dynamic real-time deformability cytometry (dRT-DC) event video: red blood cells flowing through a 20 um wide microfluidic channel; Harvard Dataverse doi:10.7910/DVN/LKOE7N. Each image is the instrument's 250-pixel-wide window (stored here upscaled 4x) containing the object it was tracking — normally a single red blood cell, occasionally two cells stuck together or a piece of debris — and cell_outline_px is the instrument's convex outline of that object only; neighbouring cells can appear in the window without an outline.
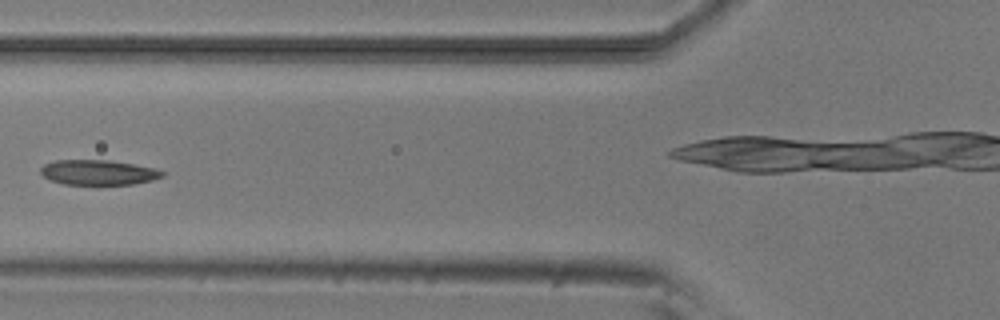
{"species": "common noctule bat (a hibernating species)", "species_latin": "Nyctalus noctula", "temperature_condition": "room temperature", "stored_images_in_passage": 7, "camera_frame_rate_fps": 3000, "um_per_image_px": 0.085, "animal": {"sex": "male", "body_mass_g": 20.5, "forearm_length_mm": 52.5}, "frame": {"image": 1, "passage_image": 5, "time_ms": 4.667, "image_size_px": [1000, 320], "cell_outline_px": [[164, 176], [152, 180], [132, 184], [96, 188], [64, 184], [52, 180], [44, 176], [40, 172], [40, 168], [44, 164], [56, 160], [108, 160], [156, 168], [164, 172]], "centroid_in_image_um": [8.35, 14.71], "position_along_channel_um": 117.4, "area_um2": 18.55}}